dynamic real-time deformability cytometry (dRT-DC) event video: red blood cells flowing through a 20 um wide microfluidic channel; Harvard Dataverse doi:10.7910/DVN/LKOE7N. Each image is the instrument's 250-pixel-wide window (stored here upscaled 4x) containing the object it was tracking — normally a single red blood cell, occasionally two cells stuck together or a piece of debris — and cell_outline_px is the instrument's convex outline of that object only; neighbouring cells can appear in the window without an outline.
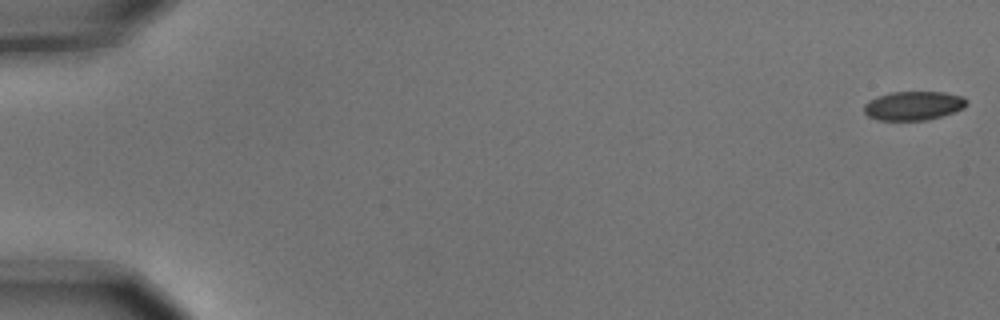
{"species": "common noctule bat (a hibernating species)", "species_latin": "Nyctalus noctula", "temperature_condition": "cold", "stored_images_in_passage": 6, "camera_frame_rate_fps": 3000, "um_per_image_px": 0.085, "animal": {"sex": "male", "body_mass_g": 15.6}, "frame": {"image": 1, "passage_image": 1, "time_ms": 0.0, "image_size_px": [1000, 320], "cell_outline_px": [[968, 104], [964, 108], [928, 120], [880, 120], [868, 116], [864, 112], [864, 104], [868, 100], [876, 96], [892, 92], [944, 92], [964, 96], [968, 100]], "centroid_in_image_um": [77.65, 8.97], "position_along_channel_um": 7.3, "area_um2": 17.4}}
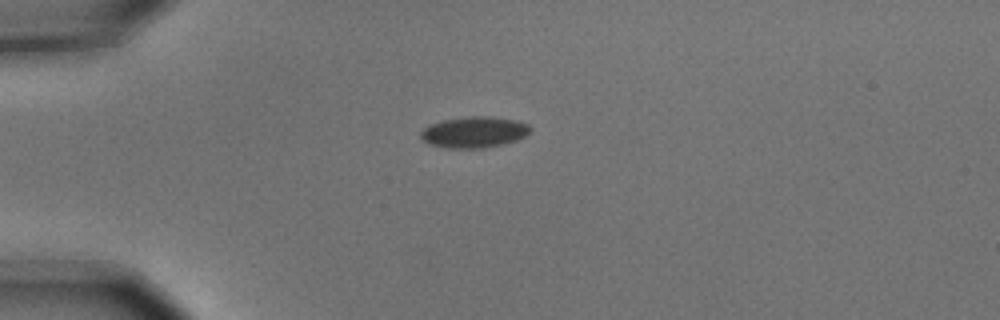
{"frame": {"image": 2, "passage_image": 5, "time_ms": 1.333, "image_size_px": [1000, 320], "cell_outline_px": [[532, 128], [524, 136], [516, 140], [500, 144], [480, 148], [444, 148], [428, 144], [420, 136], [420, 132], [424, 128], [432, 124], [444, 120], [468, 116], [488, 116], [516, 120], [528, 124]], "centroid_in_image_um": [40.28, 11.23], "position_along_channel_um": 44.7, "area_um2": 19.65}}